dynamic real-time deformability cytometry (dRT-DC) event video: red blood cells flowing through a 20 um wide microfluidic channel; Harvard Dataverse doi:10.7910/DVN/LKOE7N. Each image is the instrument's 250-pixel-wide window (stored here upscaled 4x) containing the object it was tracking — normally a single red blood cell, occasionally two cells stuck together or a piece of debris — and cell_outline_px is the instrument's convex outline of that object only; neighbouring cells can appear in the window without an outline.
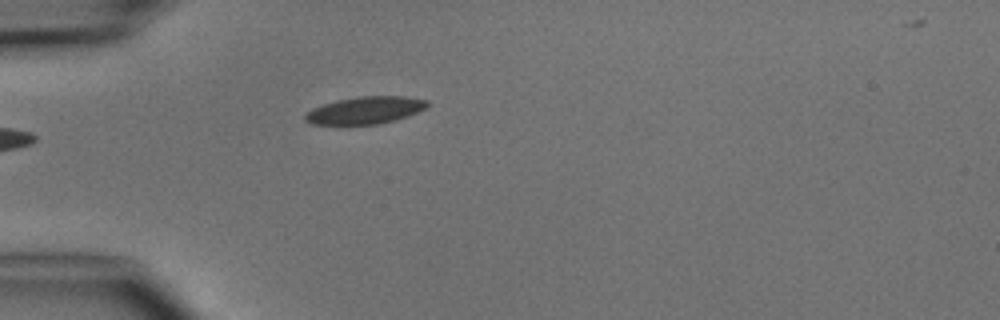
{"species": "common noctule bat (a hibernating species)", "species_latin": "Nyctalus noctula", "temperature_condition": "cold", "stored_images_in_passage": 1, "camera_frame_rate_fps": 3000, "um_per_image_px": 0.085, "animal": {"sex": "male", "body_mass_g": 15.6}, "frame": {"image": 1, "passage_image": 1, "time_ms": 0.0, "image_size_px": [1000, 320], "cell_outline_px": [[428, 108], [408, 116], [380, 124], [312, 124], [304, 120], [304, 116], [312, 108], [336, 100], [360, 96], [404, 96], [428, 100]], "centroid_in_image_um": [31.08, 9.37], "position_along_channel_um": 53.9, "area_um2": 19.42}}